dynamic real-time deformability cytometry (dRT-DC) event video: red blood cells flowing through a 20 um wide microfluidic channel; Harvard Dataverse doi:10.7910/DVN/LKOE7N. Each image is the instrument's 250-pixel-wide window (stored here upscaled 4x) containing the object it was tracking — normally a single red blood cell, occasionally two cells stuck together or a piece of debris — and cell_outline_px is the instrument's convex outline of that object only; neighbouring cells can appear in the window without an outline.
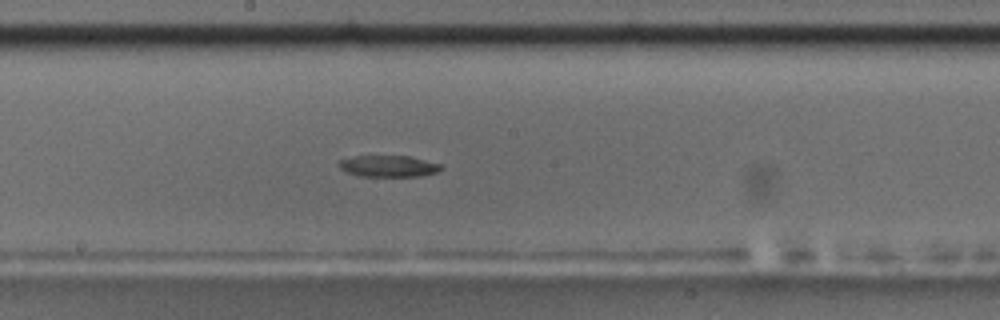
{"species": "common noctule bat (a hibernating species)", "species_latin": "Nyctalus noctula", "temperature_condition": "room temperature", "stored_images_in_passage": 56, "camera_frame_rate_fps": 3000, "um_per_image_px": 0.085, "animal": {"sex": "male", "body_mass_g": 17.5, "forearm_length_mm": 52.3}, "frame": {"image": 1, "passage_image": 31, "time_ms": 10.0, "image_size_px": [1000, 320], "cell_outline_px": [[444, 168], [436, 172], [420, 176], [360, 176], [348, 172], [340, 168], [336, 164], [340, 160], [356, 156], [408, 156], [440, 164]], "centroid_in_image_um": [33.01, 14.12], "position_along_channel_um": 215.2, "area_um2": 12.6}}
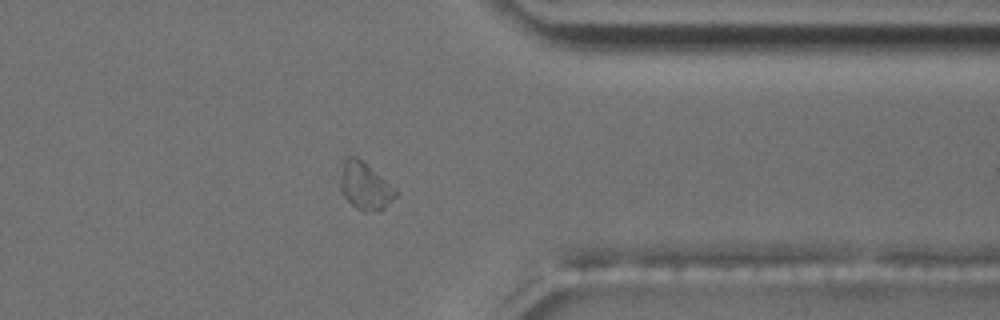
{"frame": {"image": 2, "passage_image": 45, "time_ms": 14.667, "image_size_px": [1000, 320], "cell_outline_px": [[400, 192], [384, 208], [364, 212], [356, 208], [340, 192], [340, 176], [344, 156], [356, 156], [396, 188]], "centroid_in_image_um": [31.01, 15.8], "position_along_channel_um": 380.4, "area_um2": 15.2}}
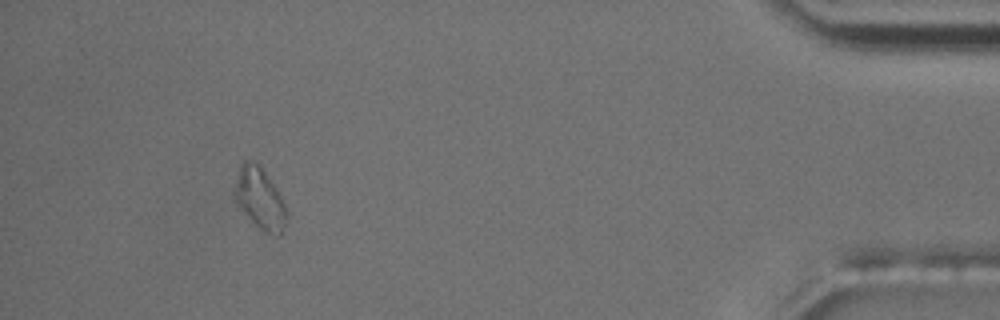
{"frame": {"image": 3, "passage_image": 52, "time_ms": 17.0, "image_size_px": [1000, 320], "cell_outline_px": [[288, 216], [280, 236], [276, 236], [264, 232], [232, 200], [232, 192], [240, 164], [244, 160], [252, 160], [264, 172], [276, 188], [284, 204]], "centroid_in_image_um": [22.04, 16.88], "position_along_channel_um": 413.2, "area_um2": 18.5}}